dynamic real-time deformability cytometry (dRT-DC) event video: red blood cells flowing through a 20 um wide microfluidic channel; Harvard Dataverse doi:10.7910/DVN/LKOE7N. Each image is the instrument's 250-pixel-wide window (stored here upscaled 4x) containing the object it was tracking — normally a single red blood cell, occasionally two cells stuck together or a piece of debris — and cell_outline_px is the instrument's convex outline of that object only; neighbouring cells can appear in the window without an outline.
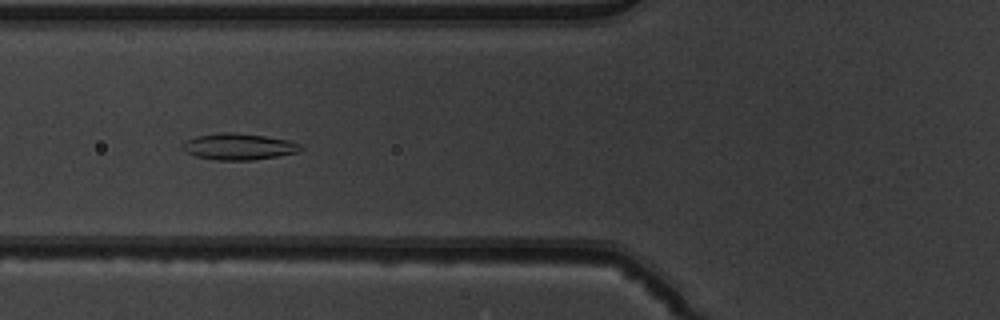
{"species": "common noctule bat (a hibernating species)", "species_latin": "Nyctalus noctula", "temperature_condition": "warm", "stored_images_in_passage": 46, "camera_frame_rate_fps": 3000, "um_per_image_px": 0.085, "animal": {"sex": "male", "body_mass_g": 19.5, "forearm_length_mm": 54.6}, "frame": {"image": 1, "passage_image": 14, "time_ms": 4.333, "image_size_px": [1000, 320], "cell_outline_px": [[304, 148], [296, 152], [276, 156], [252, 160], [216, 160], [196, 156], [180, 148], [180, 144], [196, 136], [220, 132], [232, 132], [264, 136], [288, 140], [300, 144]], "centroid_in_image_um": [20.26, 12.45], "position_along_channel_um": 105.5, "area_um2": 18.03}}
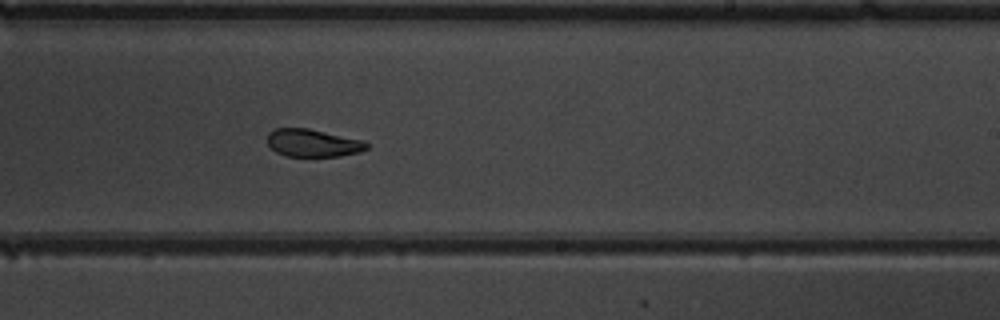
{"frame": {"image": 2, "passage_image": 26, "time_ms": 8.333, "image_size_px": [1000, 320], "cell_outline_px": [[368, 148], [360, 152], [340, 156], [284, 156], [276, 152], [268, 144], [268, 132], [276, 128], [308, 128], [364, 140], [368, 144]], "centroid_in_image_um": [26.6, 12.15], "position_along_channel_um": 262.4, "area_um2": 16.07}}
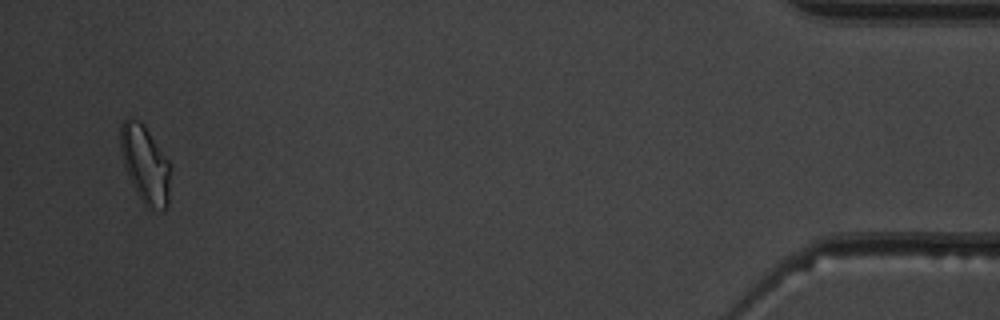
{"frame": {"image": 3, "passage_image": 44, "time_ms": 14.333, "image_size_px": [1000, 320], "cell_outline_px": [[172, 164], [168, 204], [164, 208], [148, 208], [144, 204], [136, 192], [128, 176], [120, 152], [120, 124], [128, 116], [140, 120], [144, 124]], "centroid_in_image_um": [12.35, 13.91], "position_along_channel_um": 422.9, "area_um2": 23.0}, "authors_computed_cell_mechanics": {"area_um2": 18.0625, "velocity_mm_per_s": 3.9288, "shape_relaxation_time_tau1_ms": 4.3103, "shape_relaxation_time_tau2_ms": 2.6617, "deformation_change_tau1": 0.1308, "deformation_change_tau2": 0.0865}}